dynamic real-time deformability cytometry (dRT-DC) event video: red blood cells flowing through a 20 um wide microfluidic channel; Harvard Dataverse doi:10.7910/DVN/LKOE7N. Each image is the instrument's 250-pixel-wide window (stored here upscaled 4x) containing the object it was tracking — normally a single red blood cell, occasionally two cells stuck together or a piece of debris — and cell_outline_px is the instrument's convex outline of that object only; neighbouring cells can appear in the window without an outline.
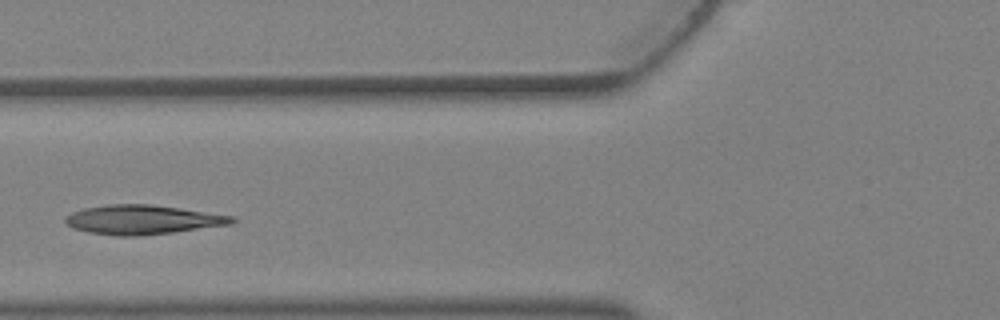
{"species": "Egyptian fruit bat (a non-hibernating species)", "species_latin": "Rousettus aegyptiacus", "temperature_condition": "warm", "stored_images_in_passage": 2, "camera_frame_rate_fps": 3000, "um_per_image_px": 0.085, "animal": {"sex": "female"}, "frame": {"image": 1, "passage_image": 2, "time_ms": 0.333, "image_size_px": [1000, 320], "cell_outline_px": [[236, 220], [232, 224], [172, 232], [132, 236], [120, 236], [88, 232], [72, 228], [64, 220], [72, 212], [84, 208], [108, 204], [148, 204], [180, 208], [236, 216]], "centroid_in_image_um": [12.14, 18.66], "position_along_channel_um": 113.7, "area_um2": 28.21}}